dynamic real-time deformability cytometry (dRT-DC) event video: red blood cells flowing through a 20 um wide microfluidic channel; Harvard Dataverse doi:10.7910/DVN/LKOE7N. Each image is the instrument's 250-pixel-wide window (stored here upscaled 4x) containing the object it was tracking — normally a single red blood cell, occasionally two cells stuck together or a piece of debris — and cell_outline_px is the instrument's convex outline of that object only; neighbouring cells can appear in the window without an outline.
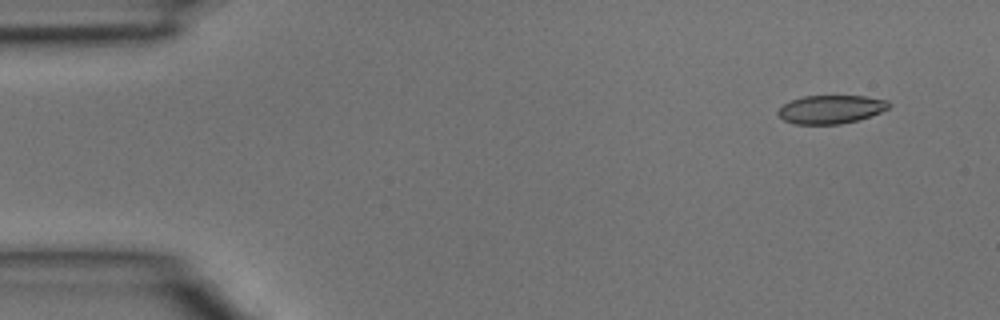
{"species": "common noctule bat (a hibernating species)", "species_latin": "Nyctalus noctula", "temperature_condition": "room temperature", "stored_images_in_passage": 4, "segment_of_instrument_passage": [1, 2], "camera_frame_rate_fps": 3000, "um_per_image_px": 0.085, "animal": {"sex": "male", "body_mass_g": 15.6}, "frame": {"image": 1, "passage_image": 1, "time_ms": 0.0, "image_size_px": [1000, 320], "cell_outline_px": [[892, 104], [888, 108], [880, 112], [856, 120], [840, 124], [796, 124], [784, 120], [776, 112], [784, 104], [792, 100], [804, 96], [864, 96], [888, 100]], "centroid_in_image_um": [70.63, 9.29], "position_along_channel_um": 14.4, "area_um2": 18.15}}